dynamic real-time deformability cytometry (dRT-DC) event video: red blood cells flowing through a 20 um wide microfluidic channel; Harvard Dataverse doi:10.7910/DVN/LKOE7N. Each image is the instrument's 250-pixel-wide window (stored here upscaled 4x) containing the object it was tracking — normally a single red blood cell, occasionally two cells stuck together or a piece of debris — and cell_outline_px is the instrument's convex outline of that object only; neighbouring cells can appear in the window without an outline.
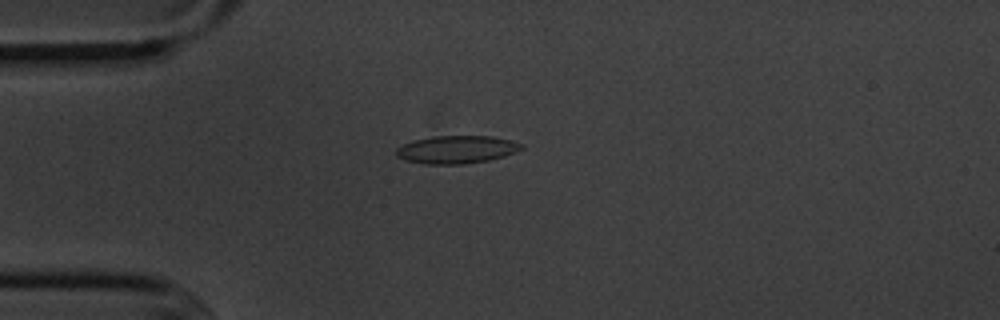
{"species": "common noctule bat (a hibernating species)", "species_latin": "Nyctalus noctula", "temperature_condition": "cold", "stored_images_in_passage": 48, "camera_frame_rate_fps": 3000, "um_per_image_px": 0.085, "animal": {"sex": "male", "body_mass_g": 20.1, "forearm_length_mm": 53.5}, "frame": {"image": 1, "passage_image": 7, "time_ms": 2.0, "image_size_px": [1000, 320], "cell_outline_px": [[524, 148], [516, 152], [504, 156], [488, 160], [464, 164], [424, 164], [408, 160], [396, 156], [396, 148], [412, 140], [436, 136], [492, 136], [524, 144]], "centroid_in_image_um": [38.82, 12.71], "position_along_channel_um": 46.2, "area_um2": 20.23}}
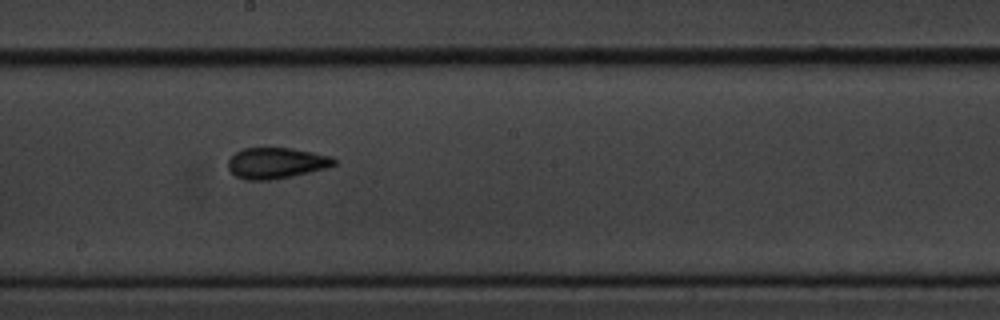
{"frame": {"image": 2, "passage_image": 23, "time_ms": 7.333, "image_size_px": [1000, 320], "cell_outline_px": [[336, 164], [324, 168], [292, 176], [268, 180], [244, 180], [236, 176], [228, 168], [228, 160], [236, 152], [244, 148], [292, 148], [332, 156], [336, 160]], "centroid_in_image_um": [23.46, 13.86], "position_along_channel_um": 224.7, "area_um2": 18.96}}
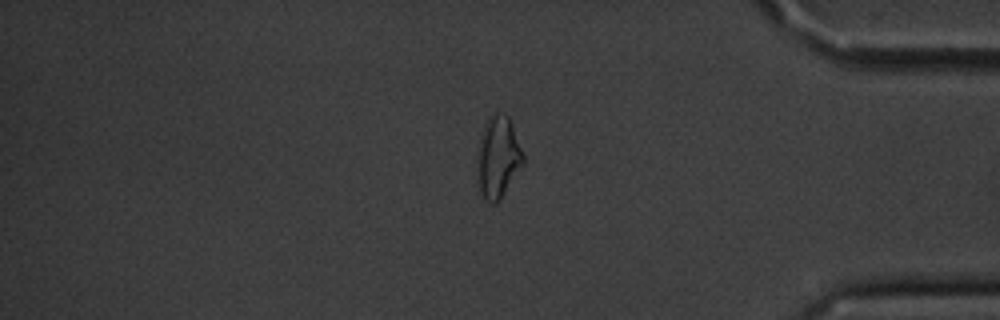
{"frame": {"image": 3, "passage_image": 39, "time_ms": 12.667, "image_size_px": [1000, 320], "cell_outline_px": [[524, 164], [500, 196], [492, 204], [484, 200], [476, 192], [480, 148], [484, 124], [488, 116], [492, 112], [496, 112], [508, 116], [524, 156]], "centroid_in_image_um": [42.31, 13.38], "position_along_channel_um": 392.9, "area_um2": 21.33}, "authors_computed_cell_mechanics": {"area_um2": 18.9873, "velocity_mm_per_s": 3.6303, "shape_relaxation_time_tau1_ms": 4.3487, "shape_relaxation_time_tau2_ms": 1.7436, "deformation_change_tau1": 0.1468, "deformation_change_tau2": 0.0816}}